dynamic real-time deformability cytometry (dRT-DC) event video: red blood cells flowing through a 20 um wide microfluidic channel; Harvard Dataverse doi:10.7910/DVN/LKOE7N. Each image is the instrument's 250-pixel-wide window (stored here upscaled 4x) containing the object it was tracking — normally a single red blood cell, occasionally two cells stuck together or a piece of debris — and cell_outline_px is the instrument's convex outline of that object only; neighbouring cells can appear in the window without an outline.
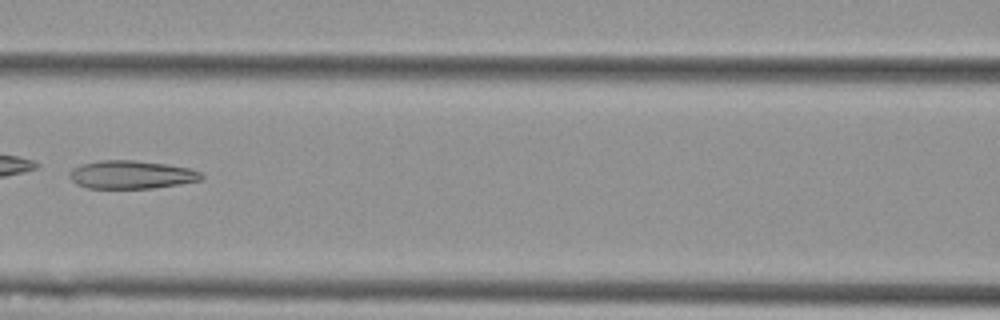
{"species": "Egyptian fruit bat (a non-hibernating species)", "species_latin": "Rousettus aegyptiacus", "temperature_condition": "cold", "stored_images_in_passage": 9, "camera_frame_rate_fps": 3000, "um_per_image_px": 0.085, "animal": {"sex": "female"}, "frame": {"image": 1, "passage_image": 7, "time_ms": 2.0, "image_size_px": [1000, 320], "cell_outline_px": [[204, 176], [200, 180], [180, 184], [152, 188], [88, 188], [76, 184], [68, 176], [68, 172], [72, 168], [80, 164], [100, 160], [136, 160], [168, 164], [188, 168], [200, 172]], "centroid_in_image_um": [11.12, 14.84], "position_along_channel_um": 155.5, "area_um2": 21.79}}
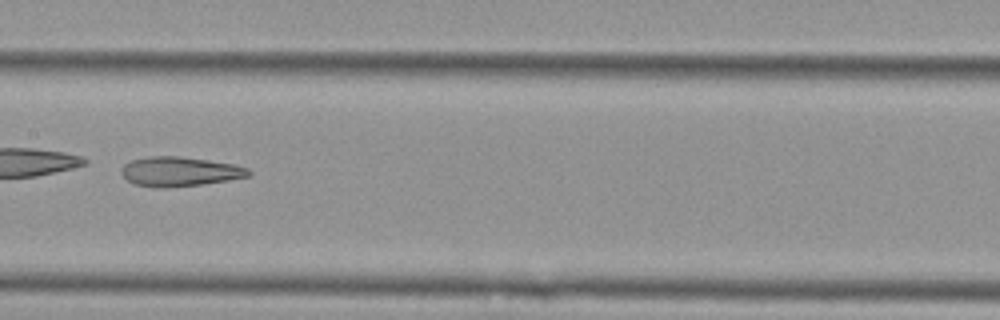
{"frame": {"image": 2, "passage_image": 8, "time_ms": 2.333, "image_size_px": [1000, 320], "cell_outline_px": [[252, 172], [248, 176], [228, 180], [200, 184], [168, 188], [152, 188], [132, 184], [120, 172], [120, 168], [124, 164], [132, 160], [148, 156], [180, 156], [208, 160], [232, 164], [248, 168]], "centroid_in_image_um": [15.22, 14.59], "position_along_channel_um": 192.2, "area_um2": 21.96}}
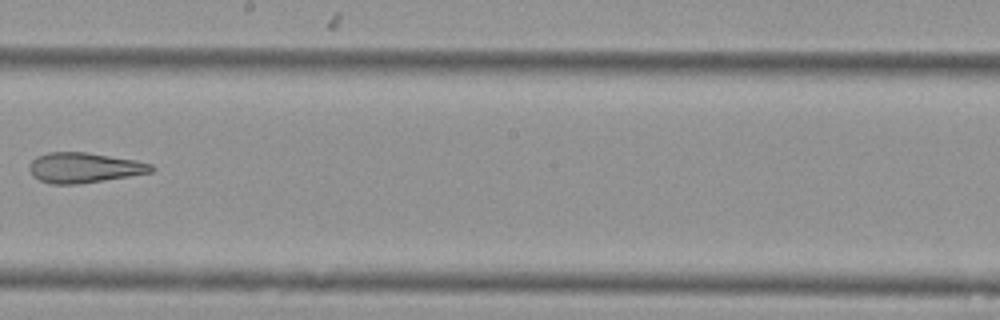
{"frame": {"image": 3, "passage_image": 9, "time_ms": 2.667, "image_size_px": [1000, 320], "cell_outline_px": [[156, 168], [152, 172], [80, 184], [52, 184], [40, 180], [32, 176], [28, 168], [28, 164], [36, 156], [48, 152], [88, 152], [136, 160], [152, 164]], "centroid_in_image_um": [7.13, 14.25], "position_along_channel_um": 241.1, "area_um2": 21.62}}